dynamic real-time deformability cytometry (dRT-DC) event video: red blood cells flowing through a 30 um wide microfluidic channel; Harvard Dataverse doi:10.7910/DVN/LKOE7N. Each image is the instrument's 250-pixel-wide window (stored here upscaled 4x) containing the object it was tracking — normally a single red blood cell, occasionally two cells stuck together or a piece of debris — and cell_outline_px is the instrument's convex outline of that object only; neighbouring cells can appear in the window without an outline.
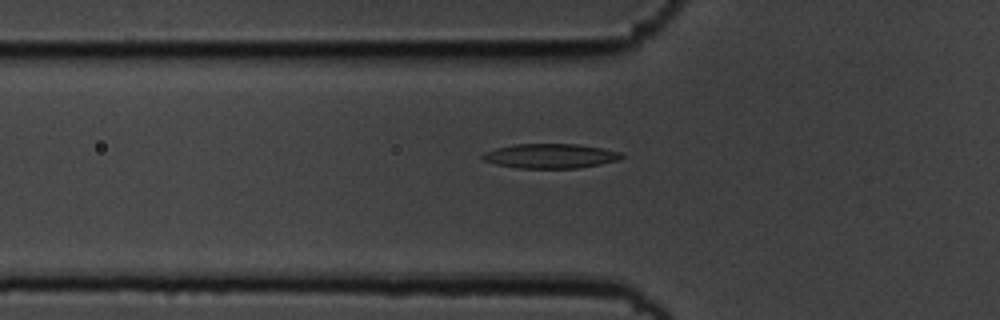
{"species": "common noctule bat (a hibernating species)", "species_latin": "Nyctalus noctula", "temperature_condition": "cold", "stored_images_in_passage": 36, "camera_frame_rate_fps": 3000, "um_per_image_px": 0.085, "animal": {"sex": "male", "body_mass_g": 19.5, "forearm_length_mm": 54.6}, "frame": {"image": 1, "passage_image": 3, "time_ms": 0.667, "image_size_px": [1000, 320], "cell_outline_px": [[624, 156], [620, 160], [600, 164], [576, 168], [516, 168], [496, 164], [484, 160], [480, 156], [484, 152], [496, 148], [512, 144], [580, 144], [604, 148], [620, 152]], "centroid_in_image_um": [46.79, 13.25], "position_along_channel_um": 79.0, "area_um2": 20.0}}
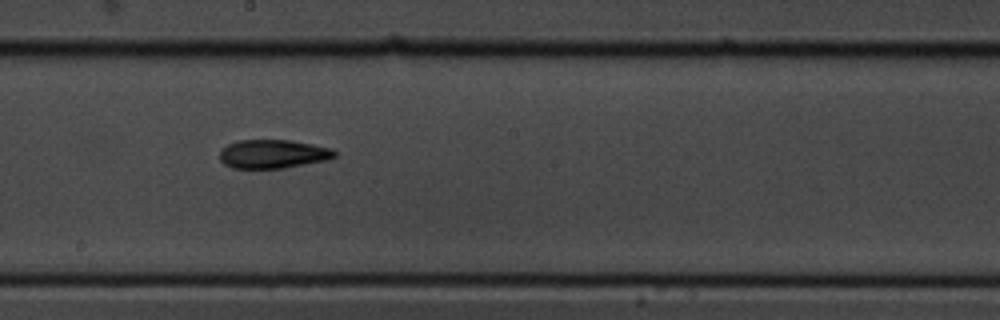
{"frame": {"image": 2, "passage_image": 15, "time_ms": 4.667, "image_size_px": [1000, 320], "cell_outline_px": [[336, 156], [324, 160], [284, 168], [232, 168], [224, 164], [220, 160], [220, 148], [228, 144], [240, 140], [288, 140], [312, 144], [332, 148], [336, 152]], "centroid_in_image_um": [23.16, 13.08], "position_along_channel_um": 225.0, "area_um2": 19.13}}
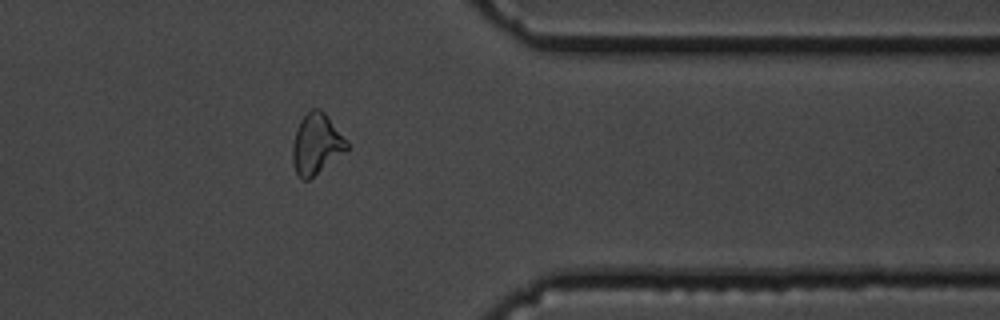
{"frame": {"image": 3, "passage_image": 29, "time_ms": 9.333, "image_size_px": [1000, 320], "cell_outline_px": [[348, 148], [308, 180], [300, 180], [296, 172], [292, 160], [292, 144], [300, 120], [312, 108], [320, 108], [324, 112], [348, 140]], "centroid_in_image_um": [26.88, 12.22], "position_along_channel_um": 384.5, "area_um2": 18.9}, "authors_computed_cell_mechanics": {"area_um2": 19.1896, "velocity_mm_per_s": 3.6457, "shape_relaxation_time_tau1_ms": 5.6931, "shape_relaxation_time_tau2_ms": 4.4233, "deformation_change_tau1": 0.1639, "deformation_change_tau2": 0.1294}}